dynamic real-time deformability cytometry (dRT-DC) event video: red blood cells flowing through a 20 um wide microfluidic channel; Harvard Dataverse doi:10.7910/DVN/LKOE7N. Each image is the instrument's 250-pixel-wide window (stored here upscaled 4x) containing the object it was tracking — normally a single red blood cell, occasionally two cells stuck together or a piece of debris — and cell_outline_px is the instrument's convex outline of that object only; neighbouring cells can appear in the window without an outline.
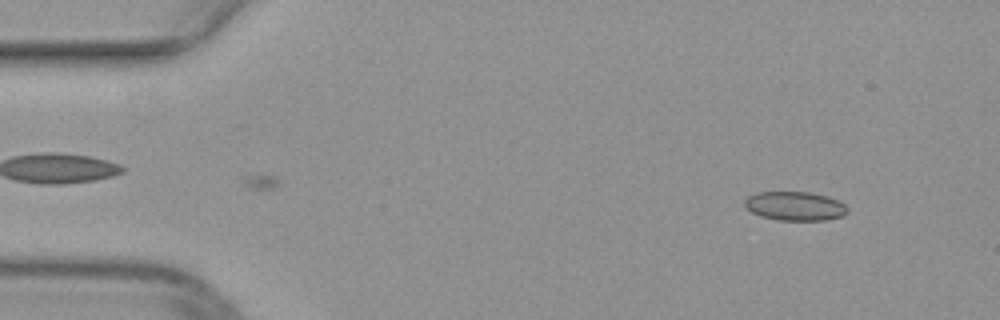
{"species": "common noctule bat (a hibernating species)", "species_latin": "Nyctalus noctula", "temperature_condition": "warm", "stored_images_in_passage": 46, "camera_frame_rate_fps": 3000, "um_per_image_px": 0.085, "animal": {"sex": "female", "body_mass_g": 29.2, "forearm_length_mm": 56.3}, "frame": {"image": 1, "passage_image": 6, "time_ms": 1.667, "image_size_px": [1000, 320], "cell_outline_px": [[848, 212], [844, 216], [824, 220], [776, 220], [760, 216], [744, 208], [744, 200], [748, 196], [756, 192], [812, 192], [828, 196], [844, 204], [848, 208]], "centroid_in_image_um": [67.55, 17.51], "position_along_channel_um": 17.4, "area_um2": 17.57}}
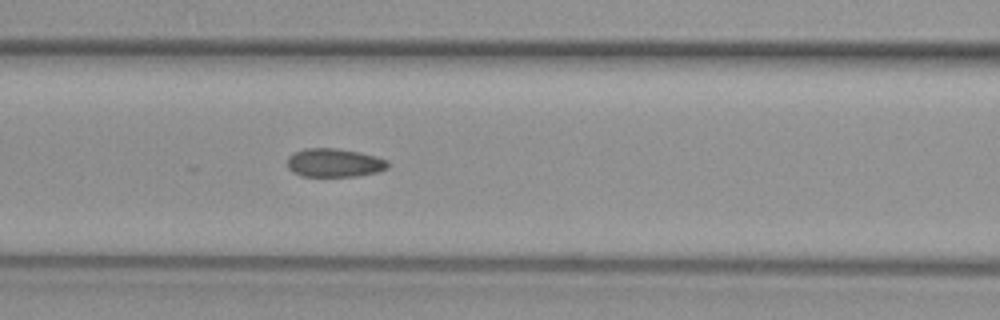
{"frame": {"image": 2, "passage_image": 22, "time_ms": 7.0, "image_size_px": [1000, 320], "cell_outline_px": [[388, 168], [380, 172], [356, 176], [300, 176], [292, 172], [288, 168], [288, 156], [292, 152], [304, 148], [336, 148], [360, 152], [376, 156], [388, 160]], "centroid_in_image_um": [28.41, 13.83], "position_along_channel_um": 138.2, "area_um2": 16.99}}
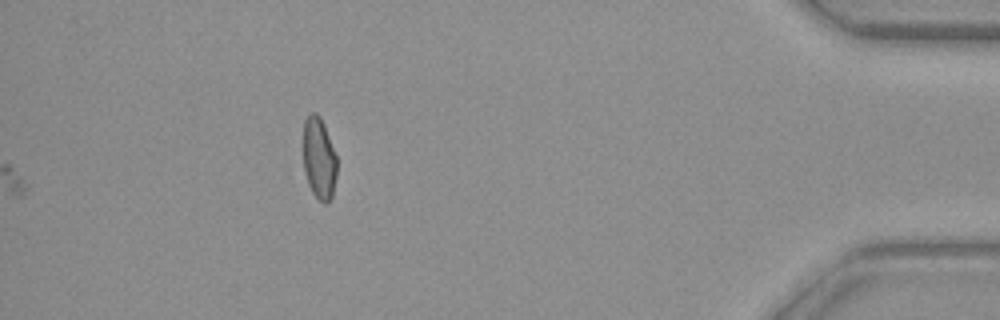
{"frame": {"image": 3, "passage_image": 46, "time_ms": 15.0, "image_size_px": [1000, 320], "cell_outline_px": [[336, 176], [332, 196], [328, 204], [324, 204], [312, 192], [308, 184], [304, 172], [300, 144], [304, 120], [308, 112], [316, 112], [320, 116], [324, 124], [336, 156]], "centroid_in_image_um": [27.05, 13.4], "position_along_channel_um": 408.2, "area_um2": 16.82}}